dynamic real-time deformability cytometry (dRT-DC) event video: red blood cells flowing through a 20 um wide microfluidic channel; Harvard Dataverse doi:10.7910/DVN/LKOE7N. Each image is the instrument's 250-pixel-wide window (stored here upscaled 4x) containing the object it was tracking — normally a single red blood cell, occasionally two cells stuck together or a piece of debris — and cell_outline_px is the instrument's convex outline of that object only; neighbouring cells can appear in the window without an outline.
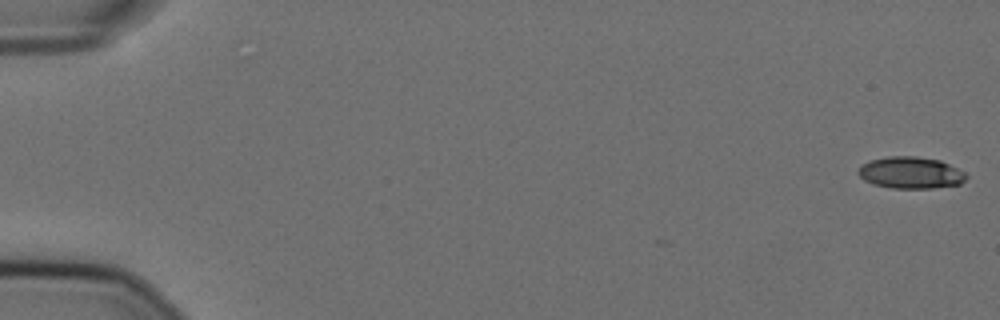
{"species": "Egyptian fruit bat (a non-hibernating species)", "species_latin": "Rousettus aegyptiacus", "temperature_condition": "cold", "stored_images_in_passage": 10, "camera_frame_rate_fps": 3000, "um_per_image_px": 0.085, "animal": {"sex": "female"}, "frame": {"image": 1, "passage_image": 1, "time_ms": 0.0, "image_size_px": [1000, 320], "cell_outline_px": [[968, 176], [960, 184], [932, 188], [892, 188], [872, 184], [864, 180], [856, 172], [868, 160], [888, 156], [916, 156], [940, 160], [964, 172]], "centroid_in_image_um": [77.38, 14.68], "position_along_channel_um": 7.6, "area_um2": 19.94}}